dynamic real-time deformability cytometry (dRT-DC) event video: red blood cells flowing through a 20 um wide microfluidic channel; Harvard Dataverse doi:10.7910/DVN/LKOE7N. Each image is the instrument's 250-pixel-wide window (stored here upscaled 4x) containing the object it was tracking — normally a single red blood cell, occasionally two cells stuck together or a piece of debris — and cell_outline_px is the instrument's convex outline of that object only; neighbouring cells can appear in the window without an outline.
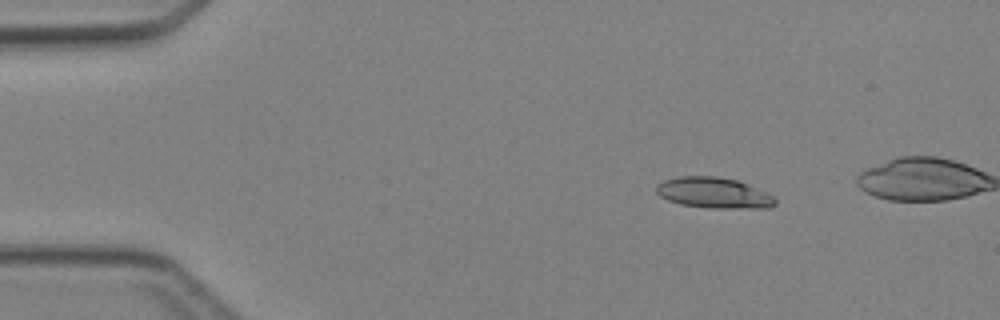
{"species": "Egyptian fruit bat (a non-hibernating species)", "species_latin": "Rousettus aegyptiacus", "temperature_condition": "cold", "stored_images_in_passage": 4, "camera_frame_rate_fps": 3000, "um_per_image_px": 0.085, "animal": {"sex": "female"}, "frame": {"image": 1, "passage_image": 1, "time_ms": 0.0, "image_size_px": [1000, 320], "cell_outline_px": [[776, 204], [768, 208], [708, 208], [680, 204], [668, 200], [660, 196], [656, 192], [656, 184], [664, 180], [680, 176], [716, 176], [736, 180], [764, 192], [772, 196], [776, 200]], "centroid_in_image_um": [60.62, 16.4], "position_along_channel_um": 24.4, "area_um2": 21.15}}